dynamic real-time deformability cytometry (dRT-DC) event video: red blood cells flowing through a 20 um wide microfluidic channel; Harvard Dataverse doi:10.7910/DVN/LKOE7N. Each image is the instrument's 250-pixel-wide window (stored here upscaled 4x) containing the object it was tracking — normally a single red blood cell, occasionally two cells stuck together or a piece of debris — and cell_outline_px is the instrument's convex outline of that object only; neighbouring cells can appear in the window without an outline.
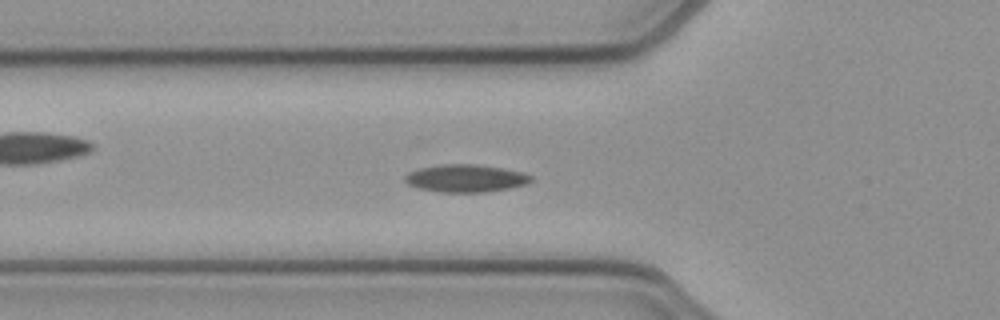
{"species": "common noctule bat (a hibernating species)", "species_latin": "Nyctalus noctula", "temperature_condition": "cold", "stored_images_in_passage": 42, "camera_frame_rate_fps": 3000, "um_per_image_px": 0.085, "animal": {"sex": "female", "body_mass_g": 21.9}, "frame": {"image": 1, "passage_image": 19, "time_ms": 6.0, "image_size_px": [1000, 320], "cell_outline_px": [[532, 180], [528, 184], [508, 188], [484, 192], [440, 192], [416, 188], [408, 184], [404, 180], [404, 176], [408, 172], [420, 168], [440, 164], [476, 164], [504, 168], [524, 172], [532, 176]], "centroid_in_image_um": [39.58, 15.15], "position_along_channel_um": 86.2, "area_um2": 20.46}}
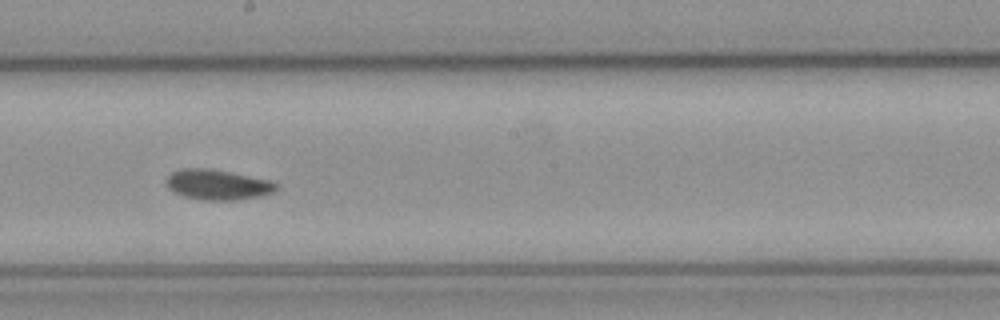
{"frame": {"image": 2, "passage_image": 30, "time_ms": 9.667, "image_size_px": [1000, 320], "cell_outline_px": [[280, 188], [272, 192], [260, 196], [236, 200], [200, 200], [184, 196], [168, 188], [164, 180], [172, 172], [180, 168], [212, 168], [268, 180], [276, 184]], "centroid_in_image_um": [18.46, 15.69], "position_along_channel_um": 229.7, "area_um2": 19.42}}
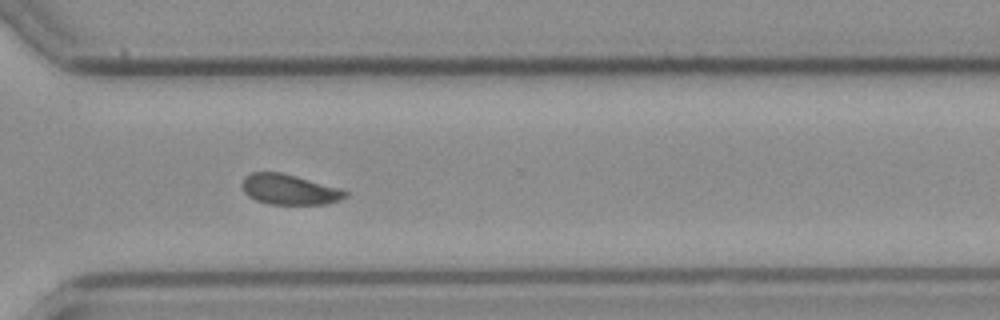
{"frame": {"image": 3, "passage_image": 39, "time_ms": 12.667, "image_size_px": [1000, 320], "cell_outline_px": [[348, 196], [340, 200], [328, 204], [268, 204], [256, 200], [248, 196], [244, 192], [240, 184], [244, 176], [252, 172], [280, 172], [344, 188], [348, 192]], "centroid_in_image_um": [24.62, 16.1], "position_along_channel_um": 346.0, "area_um2": 18.61}, "authors_computed_cell_mechanics": {"area_um2": 18.9584, "velocity_mm_per_s": 3.8878, "shape_relaxation_time_tau1_ms": null, "shape_relaxation_time_tau2_ms": 4.7832, "deformation_change_tau1": null, "deformation_change_tau2": 0.102}}